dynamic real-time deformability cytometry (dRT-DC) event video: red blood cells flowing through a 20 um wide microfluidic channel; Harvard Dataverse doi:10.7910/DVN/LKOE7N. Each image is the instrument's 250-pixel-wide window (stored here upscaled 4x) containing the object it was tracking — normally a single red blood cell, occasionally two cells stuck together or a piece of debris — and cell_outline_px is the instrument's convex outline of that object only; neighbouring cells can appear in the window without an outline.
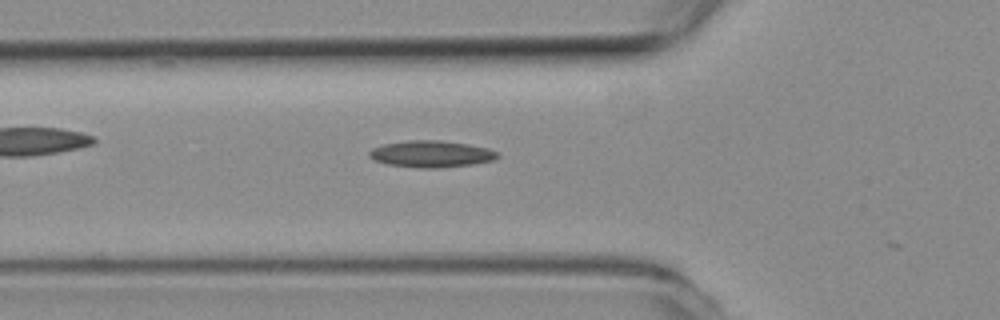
{"species": "common noctule bat (a hibernating species)", "species_latin": "Nyctalus noctula", "temperature_condition": "room temperature", "stored_images_in_passage": 3, "camera_frame_rate_fps": 3000, "um_per_image_px": 0.085, "animal": {"sex": "female", "body_mass_g": 19.3, "forearm_length_mm": 54.1}, "frame": {"image": 1, "passage_image": 2, "time_ms": 0.333, "image_size_px": [1000, 320], "cell_outline_px": [[500, 156], [492, 160], [472, 164], [440, 168], [416, 168], [388, 164], [376, 160], [368, 156], [368, 152], [372, 148], [384, 144], [408, 140], [440, 140], [468, 144], [488, 148], [496, 152]], "centroid_in_image_um": [36.64, 13.08], "position_along_channel_um": 89.2, "area_um2": 19.88}}